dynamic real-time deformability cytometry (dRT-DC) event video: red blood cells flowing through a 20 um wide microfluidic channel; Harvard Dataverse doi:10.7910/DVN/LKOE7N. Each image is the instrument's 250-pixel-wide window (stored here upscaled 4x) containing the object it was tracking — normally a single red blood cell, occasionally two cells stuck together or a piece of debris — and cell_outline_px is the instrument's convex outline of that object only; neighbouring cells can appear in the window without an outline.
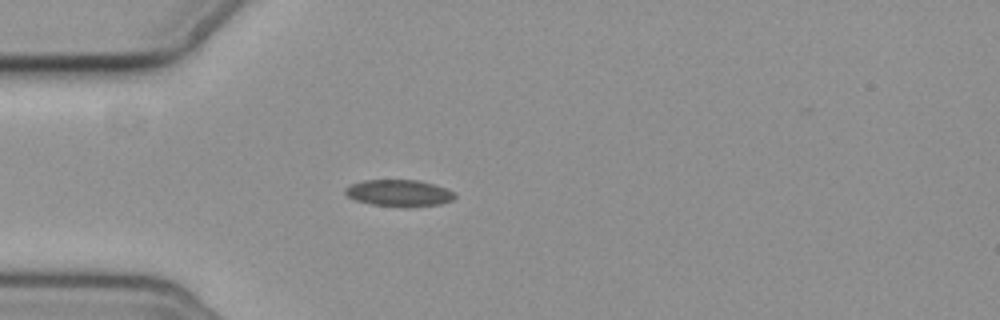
{"species": "common noctule bat (a hibernating species)", "species_latin": "Nyctalus noctula", "temperature_condition": "cold", "stored_images_in_passage": 6, "camera_frame_rate_fps": 3000, "um_per_image_px": 0.085, "animal": {"sex": "female", "body_mass_g": 19.3, "forearm_length_mm": 54.1}, "frame": {"image": 1, "passage_image": 5, "time_ms": 4.667, "image_size_px": [1000, 320], "cell_outline_px": [[456, 196], [452, 200], [440, 204], [408, 208], [400, 208], [372, 204], [352, 200], [344, 192], [344, 188], [352, 184], [364, 180], [416, 180], [448, 188], [456, 192]], "centroid_in_image_um": [33.93, 16.43], "position_along_channel_um": 51.1, "area_um2": 17.4}}